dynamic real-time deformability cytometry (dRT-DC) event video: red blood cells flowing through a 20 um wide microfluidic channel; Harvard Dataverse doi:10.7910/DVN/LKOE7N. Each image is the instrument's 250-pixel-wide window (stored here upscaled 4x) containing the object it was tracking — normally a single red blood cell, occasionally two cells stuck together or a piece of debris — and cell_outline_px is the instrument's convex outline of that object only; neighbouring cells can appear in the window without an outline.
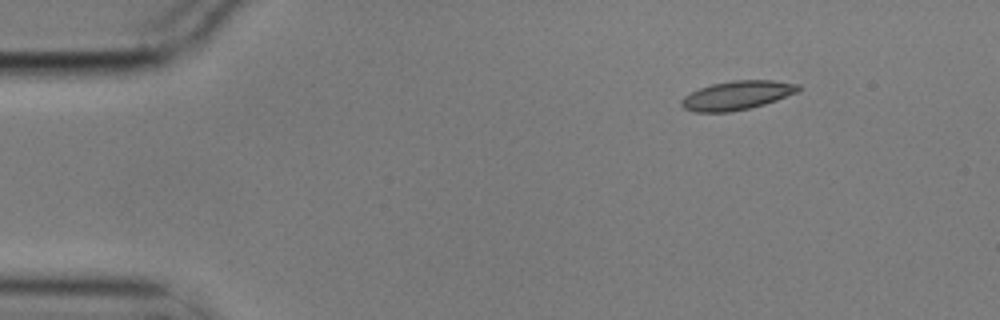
{"species": "common noctule bat (a hibernating species)", "species_latin": "Nyctalus noctula", "temperature_condition": "cold", "stored_images_in_passage": 6, "camera_frame_rate_fps": 3000, "um_per_image_px": 0.085, "animal": {"sex": "male", "body_mass_g": 17.9}, "frame": {"image": 1, "passage_image": 1, "time_ms": 0.0, "image_size_px": [1000, 320], "cell_outline_px": [[800, 92], [764, 104], [732, 112], [696, 112], [684, 108], [680, 104], [680, 100], [684, 96], [700, 88], [712, 84], [732, 80], [772, 80], [800, 84]], "centroid_in_image_um": [62.67, 8.1], "position_along_channel_um": 22.3, "area_um2": 19.71}}
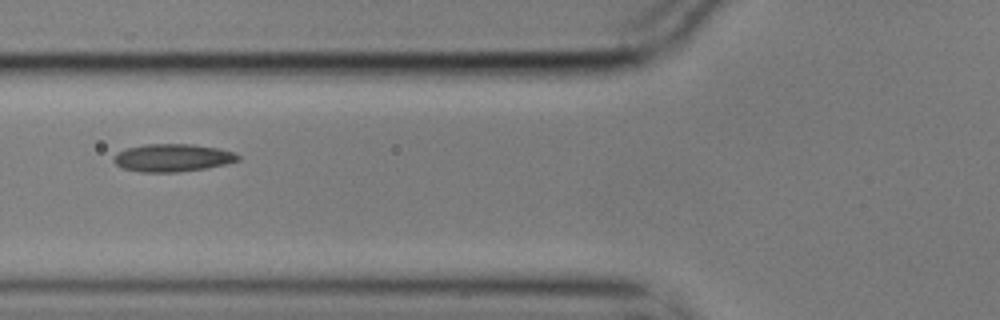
{"frame": {"image": 2, "passage_image": 5, "time_ms": 1.333, "image_size_px": [1000, 320], "cell_outline_px": [[240, 160], [224, 164], [204, 168], [180, 172], [140, 172], [120, 168], [112, 160], [116, 152], [128, 148], [144, 144], [192, 144], [216, 148], [232, 152], [240, 156]], "centroid_in_image_um": [14.6, 13.41], "position_along_channel_um": 111.2, "area_um2": 20.06}}
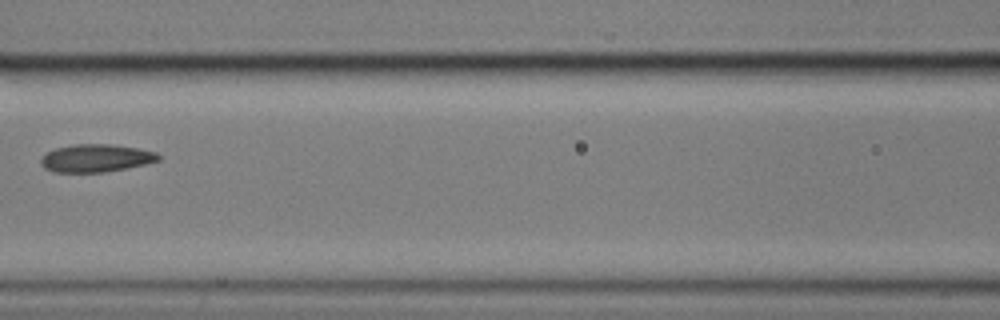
{"frame": {"image": 3, "passage_image": 6, "time_ms": 1.667, "image_size_px": [1000, 320], "cell_outline_px": [[160, 160], [128, 168], [104, 172], [52, 172], [44, 168], [40, 164], [40, 160], [48, 152], [56, 148], [72, 144], [112, 144], [136, 148], [156, 152], [160, 156]], "centroid_in_image_um": [8.14, 13.44], "position_along_channel_um": 158.5, "area_um2": 19.02}}